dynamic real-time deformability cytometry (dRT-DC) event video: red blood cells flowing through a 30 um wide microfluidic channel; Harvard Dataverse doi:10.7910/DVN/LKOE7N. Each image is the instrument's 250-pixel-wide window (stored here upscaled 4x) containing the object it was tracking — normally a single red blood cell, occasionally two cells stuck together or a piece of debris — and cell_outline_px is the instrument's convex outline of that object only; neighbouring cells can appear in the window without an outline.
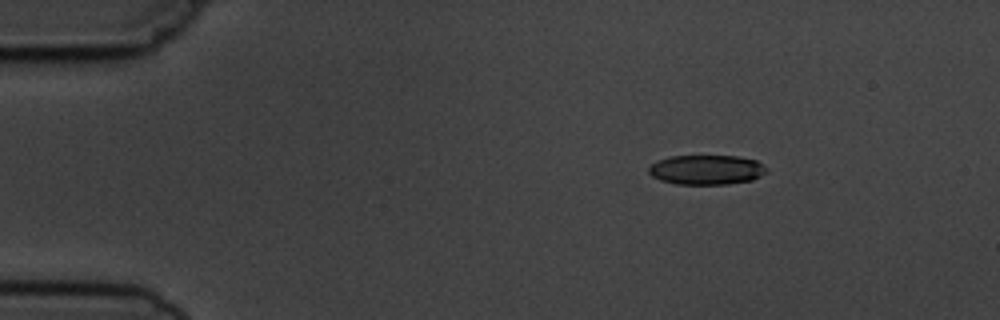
{"species": "common noctule bat (a hibernating species)", "species_latin": "Nyctalus noctula", "temperature_condition": "cold", "stored_images_in_passage": 5, "camera_frame_rate_fps": 3000, "um_per_image_px": 0.085, "animal": {"sex": "male", "body_mass_g": 19.5, "forearm_length_mm": 54.6}, "frame": {"image": 1, "passage_image": 3, "time_ms": 2.333, "image_size_px": [1000, 320], "cell_outline_px": [[768, 172], [752, 180], [728, 184], [676, 184], [660, 180], [652, 176], [648, 172], [648, 168], [656, 160], [668, 156], [736, 156], [756, 160], [768, 168]], "centroid_in_image_um": [60.05, 14.43], "position_along_channel_um": 25.0, "area_um2": 20.52}}